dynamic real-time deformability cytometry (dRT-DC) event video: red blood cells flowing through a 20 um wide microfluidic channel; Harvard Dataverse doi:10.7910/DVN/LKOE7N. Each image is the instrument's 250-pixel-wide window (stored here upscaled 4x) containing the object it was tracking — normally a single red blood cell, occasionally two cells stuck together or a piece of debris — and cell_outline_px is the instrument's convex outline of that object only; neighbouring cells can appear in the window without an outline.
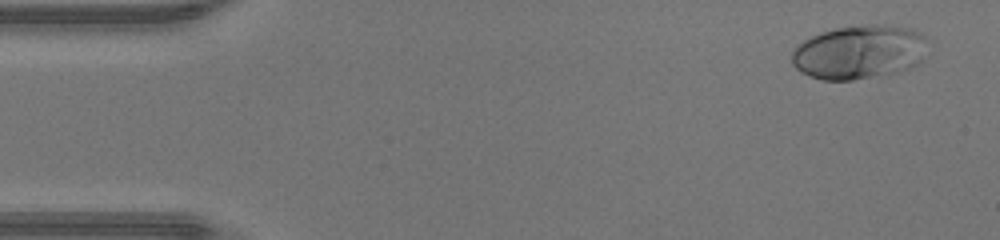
{"species": "human", "species_latin": "Homo sapiens", "temperature_condition": "warm", "stored_images_in_passage": 47, "camera_frame_rate_fps": 3000, "um_per_image_px": 0.085, "donor": {"sex": "male"}, "frame": {"image": 1, "passage_image": 3, "time_ms": 0.667, "image_size_px": [1000, 240], "cell_outline_px": [[928, 36], [924, 60], [912, 68], [888, 76], [852, 80], [824, 80], [800, 72], [792, 64], [792, 48], [796, 44], [808, 36], [820, 32], [836, 28], [872, 24], [880, 24], [912, 28]], "centroid_in_image_um": [73.08, 4.43], "position_along_channel_um": 11.9, "area_um2": 43.93}}
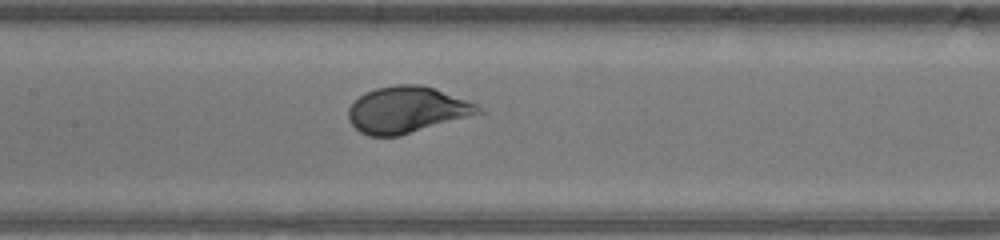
{"frame": {"image": 2, "passage_image": 22, "time_ms": 7.0, "image_size_px": [1000, 240], "cell_outline_px": [[484, 112], [400, 136], [368, 136], [360, 132], [348, 120], [348, 108], [364, 92], [376, 88], [396, 84], [420, 84], [432, 88], [476, 104]], "centroid_in_image_um": [34.53, 9.34], "position_along_channel_um": 172.9, "area_um2": 34.8}}
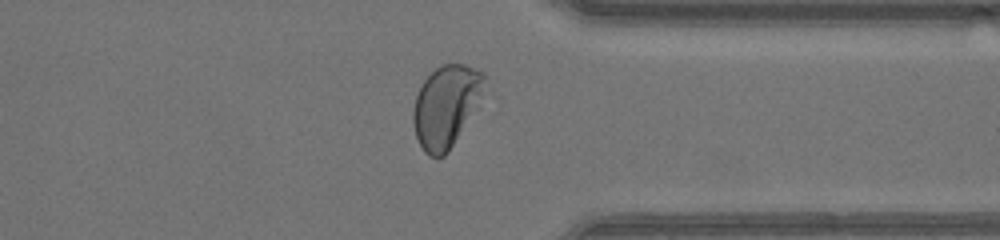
{"frame": {"image": 3, "passage_image": 36, "time_ms": 11.667, "image_size_px": [1000, 240], "cell_outline_px": [[500, 104], [444, 156], [428, 156], [424, 152], [416, 136], [412, 120], [412, 112], [416, 96], [424, 80], [440, 64], [464, 64], [484, 72], [500, 100]], "centroid_in_image_um": [38.36, 9.07], "position_along_channel_um": 373.0, "area_um2": 39.82}, "authors_computed_cell_mechanics": {"area_um2": 36.2984, "velocity_mm_per_s": 4.4043, "shape_relaxation_time_tau1_ms": 2.0521, "shape_relaxation_time_tau2_ms": null, "deformation_change_tau1": 0.1741, "deformation_change_tau2": null}}